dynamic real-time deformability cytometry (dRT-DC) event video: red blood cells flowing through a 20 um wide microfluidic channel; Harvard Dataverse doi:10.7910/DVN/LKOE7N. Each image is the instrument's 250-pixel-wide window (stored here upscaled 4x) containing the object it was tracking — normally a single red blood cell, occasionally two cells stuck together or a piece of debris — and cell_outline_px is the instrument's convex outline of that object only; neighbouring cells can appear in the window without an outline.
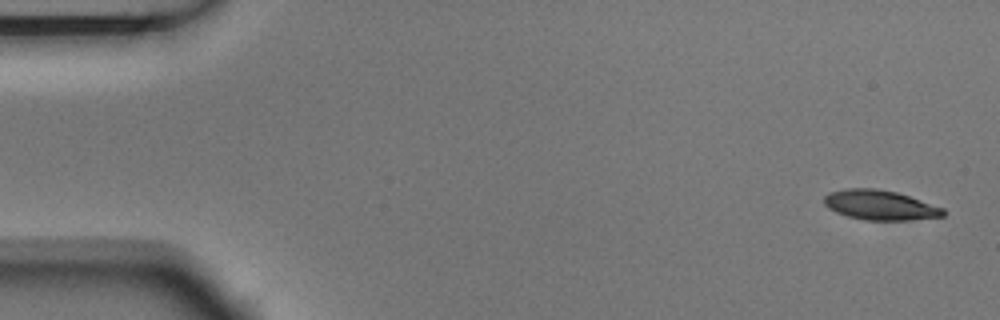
{"species": "Egyptian fruit bat (a non-hibernating species)", "species_latin": "Rousettus aegyptiacus", "temperature_condition": "room temperature", "stored_images_in_passage": 5, "segment_of_instrument_passage": [1, 2], "camera_frame_rate_fps": 3000, "um_per_image_px": 0.085, "animal": {"sex": "male"}, "frame": {"image": 1, "passage_image": 1, "time_ms": 0.0, "image_size_px": [1000, 320], "cell_outline_px": [[944, 216], [908, 220], [864, 220], [848, 216], [836, 212], [828, 208], [824, 204], [824, 196], [832, 192], [844, 188], [876, 188], [896, 192], [944, 208]], "centroid_in_image_um": [74.78, 17.43], "position_along_channel_um": 10.2, "area_um2": 20.52}}